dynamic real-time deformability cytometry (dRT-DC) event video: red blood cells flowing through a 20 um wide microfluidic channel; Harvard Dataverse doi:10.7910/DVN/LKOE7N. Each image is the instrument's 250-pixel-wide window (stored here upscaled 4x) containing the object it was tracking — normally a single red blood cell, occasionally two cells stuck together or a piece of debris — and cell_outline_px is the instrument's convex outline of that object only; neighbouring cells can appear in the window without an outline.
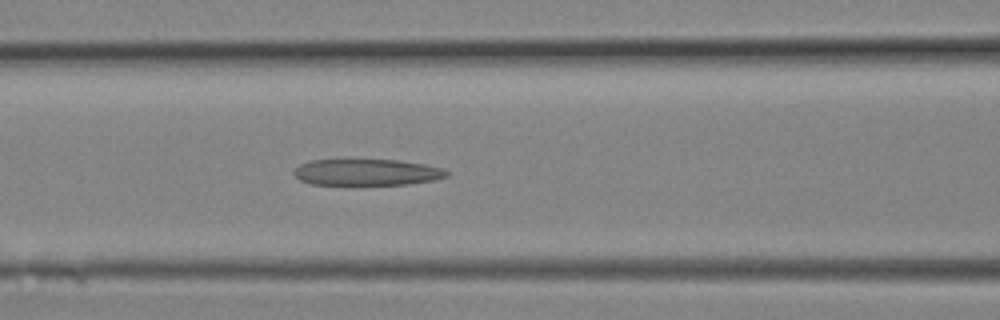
{"species": "Egyptian fruit bat (a non-hibernating species)", "species_latin": "Rousettus aegyptiacus", "temperature_condition": "room temperature", "stored_images_in_passage": 8, "camera_frame_rate_fps": 3000, "um_per_image_px": 0.085, "animal": {"sex": "female"}, "frame": {"image": 1, "passage_image": 8, "time_ms": 2.333, "image_size_px": [1000, 320], "cell_outline_px": [[452, 172], [448, 176], [436, 180], [408, 184], [312, 184], [300, 180], [292, 172], [300, 164], [308, 160], [348, 156], [396, 160], [424, 164], [440, 168]], "centroid_in_image_um": [31.13, 14.58], "position_along_channel_um": 135.5, "area_um2": 24.62}}